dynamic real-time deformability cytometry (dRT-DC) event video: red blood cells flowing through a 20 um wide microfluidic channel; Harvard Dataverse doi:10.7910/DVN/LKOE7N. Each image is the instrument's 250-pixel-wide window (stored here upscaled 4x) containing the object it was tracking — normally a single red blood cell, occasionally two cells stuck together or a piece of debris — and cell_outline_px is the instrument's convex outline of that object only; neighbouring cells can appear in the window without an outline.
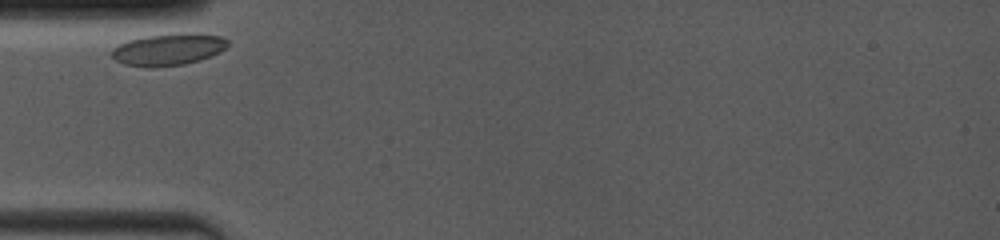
{"species": "common noctule bat (a hibernating species)", "species_latin": "Nyctalus noctula", "temperature_condition": "room temperature", "stored_images_in_passage": 21, "camera_frame_rate_fps": 4000, "um_per_image_px": 0.085, "animal": {"sex": "female", "body_mass_g": 19.0, "forearm_length_mm": 53.3}, "frame": {"image": 1, "passage_image": 1, "time_ms": 0.0, "image_size_px": [1000, 240], "cell_outline_px": [[228, 44], [220, 52], [200, 60], [184, 64], [156, 68], [148, 68], [124, 64], [116, 60], [112, 56], [112, 48], [128, 40], [144, 36], [176, 32], [196, 32], [220, 36], [228, 40]], "centroid_in_image_um": [14.31, 4.19], "position_along_channel_um": 70.7, "area_um2": 21.96}}
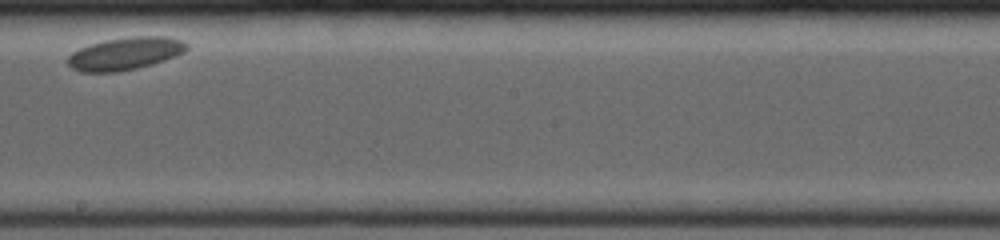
{"frame": {"image": 2, "passage_image": 12, "time_ms": 5.0, "image_size_px": [1000, 240], "cell_outline_px": [[188, 48], [184, 52], [176, 56], [152, 64], [136, 68], [116, 72], [80, 72], [72, 68], [64, 60], [72, 52], [88, 44], [104, 40], [132, 36], [164, 36], [180, 40], [188, 44]], "centroid_in_image_um": [10.6, 4.55], "position_along_channel_um": 237.6, "area_um2": 22.72}}
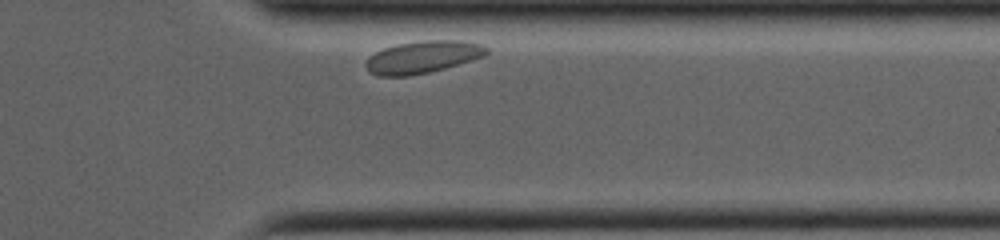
{"frame": {"image": 3, "passage_image": 21, "time_ms": 9.0, "image_size_px": [1000, 240], "cell_outline_px": [[488, 52], [484, 56], [444, 68], [428, 72], [408, 76], [376, 76], [368, 72], [364, 64], [368, 56], [384, 48], [396, 44], [424, 40], [464, 40], [484, 44], [488, 48]], "centroid_in_image_um": [35.91, 4.84], "position_along_channel_um": 375.5, "area_um2": 22.89}}